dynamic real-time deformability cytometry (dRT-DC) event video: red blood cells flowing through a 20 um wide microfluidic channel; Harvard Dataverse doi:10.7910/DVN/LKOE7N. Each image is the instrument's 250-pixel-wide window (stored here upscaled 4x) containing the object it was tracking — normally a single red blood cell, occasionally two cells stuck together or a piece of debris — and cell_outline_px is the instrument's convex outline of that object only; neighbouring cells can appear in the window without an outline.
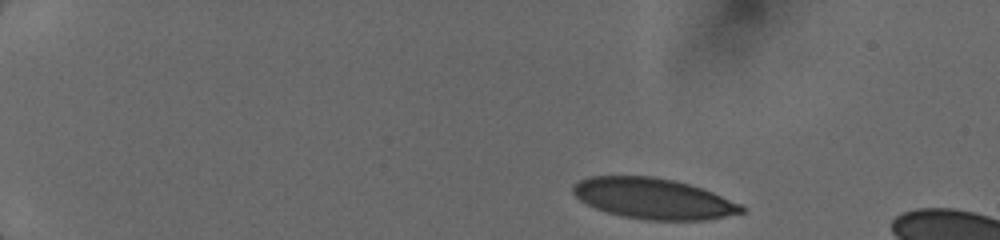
{"species": "human", "species_latin": "Homo sapiens", "temperature_condition": "cold", "stored_images_in_passage": 22, "camera_frame_rate_fps": 3000, "um_per_image_px": 0.085, "donor": {"sex": "female"}, "frame": {"image": 1, "passage_image": 1, "time_ms": 0.0, "image_size_px": [1000, 240], "cell_outline_px": [[744, 212], [704, 220], [648, 220], [624, 216], [608, 212], [596, 208], [580, 200], [572, 192], [572, 184], [588, 176], [652, 176], [676, 180], [712, 192], [740, 204], [744, 208]], "centroid_in_image_um": [55.5, 16.86], "position_along_channel_um": 29.5, "area_um2": 39.65}}
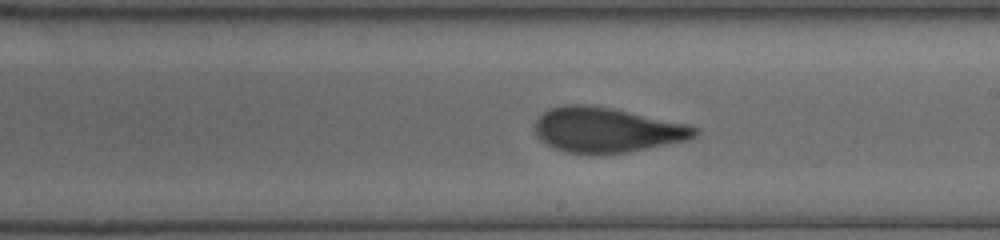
{"frame": {"image": 2, "passage_image": 14, "time_ms": 7.667, "image_size_px": [1000, 240], "cell_outline_px": [[696, 136], [688, 140], [628, 152], [564, 152], [552, 148], [544, 144], [536, 136], [532, 128], [536, 120], [548, 108], [564, 104], [588, 104], [612, 108], [688, 124], [696, 128]], "centroid_in_image_um": [51.5, 11.02], "position_along_channel_um": 237.5, "area_um2": 41.79}}
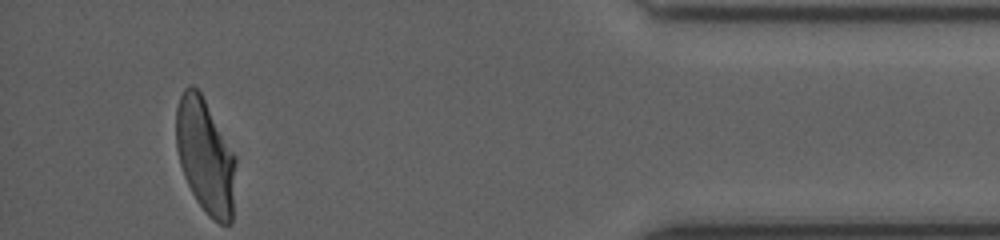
{"frame": {"image": 3, "passage_image": 22, "time_ms": 13.0, "image_size_px": [1000, 240], "cell_outline_px": [[232, 224], [220, 224], [212, 220], [208, 216], [196, 200], [184, 176], [180, 164], [176, 148], [176, 108], [180, 96], [184, 88], [188, 84], [192, 84], [200, 92], [232, 156]], "centroid_in_image_um": [17.35, 13.28], "position_along_channel_um": 417.9, "area_um2": 38.03}}